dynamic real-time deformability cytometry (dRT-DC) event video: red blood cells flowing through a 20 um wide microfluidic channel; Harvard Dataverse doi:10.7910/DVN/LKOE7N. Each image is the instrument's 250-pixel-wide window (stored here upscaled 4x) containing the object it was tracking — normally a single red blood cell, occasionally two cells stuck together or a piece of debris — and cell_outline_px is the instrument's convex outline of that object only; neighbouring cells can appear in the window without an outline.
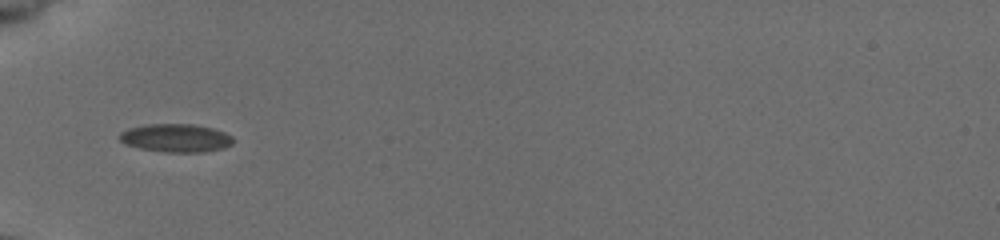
{"species": "common noctule bat (a hibernating species)", "species_latin": "Nyctalus noctula", "temperature_condition": "cold", "stored_images_in_passage": 35, "camera_frame_rate_fps": 3000, "um_per_image_px": 0.085, "animal": {"sex": "female", "body_mass_g": 19.5, "forearm_length_mm": 54.1}, "frame": {"image": 1, "passage_image": 1, "time_ms": 0.0, "image_size_px": [1000, 240], "cell_outline_px": [[232, 144], [224, 148], [204, 152], [164, 152], [140, 148], [128, 144], [120, 140], [120, 132], [128, 128], [144, 124], [196, 124], [212, 128], [224, 132], [232, 136]], "centroid_in_image_um": [14.96, 11.72], "position_along_channel_um": 70.0, "area_um2": 18.67}}
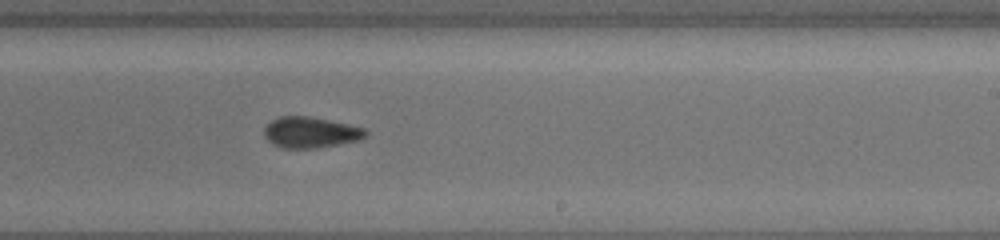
{"frame": {"image": 2, "passage_image": 16, "time_ms": 5.0, "image_size_px": [1000, 240], "cell_outline_px": [[368, 136], [360, 140], [320, 148], [280, 148], [272, 144], [264, 136], [264, 128], [272, 120], [280, 116], [308, 116], [368, 128]], "centroid_in_image_um": [26.44, 11.26], "position_along_channel_um": 262.6, "area_um2": 18.55}}
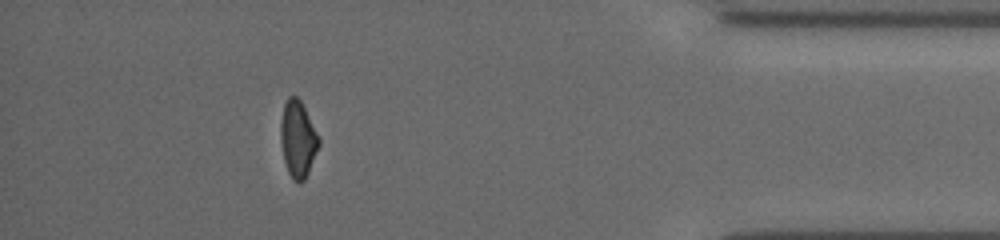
{"frame": {"image": 3, "passage_image": 30, "time_ms": 9.667, "image_size_px": [1000, 240], "cell_outline_px": [[320, 144], [308, 172], [304, 180], [300, 184], [292, 180], [288, 172], [284, 160], [280, 140], [280, 124], [284, 104], [288, 96], [296, 96], [300, 100], [320, 140]], "centroid_in_image_um": [25.3, 11.85], "position_along_channel_um": 409.9, "area_um2": 16.88}, "authors_computed_cell_mechanics": {"area_um2": 18.0914, "velocity_mm_per_s": 3.9335, "shape_relaxation_time_tau1_ms": 5.218, "shape_relaxation_time_tau2_ms": 5.0, "deformation_change_tau1": 0.1024, "deformation_change_tau2": 0.0836}}